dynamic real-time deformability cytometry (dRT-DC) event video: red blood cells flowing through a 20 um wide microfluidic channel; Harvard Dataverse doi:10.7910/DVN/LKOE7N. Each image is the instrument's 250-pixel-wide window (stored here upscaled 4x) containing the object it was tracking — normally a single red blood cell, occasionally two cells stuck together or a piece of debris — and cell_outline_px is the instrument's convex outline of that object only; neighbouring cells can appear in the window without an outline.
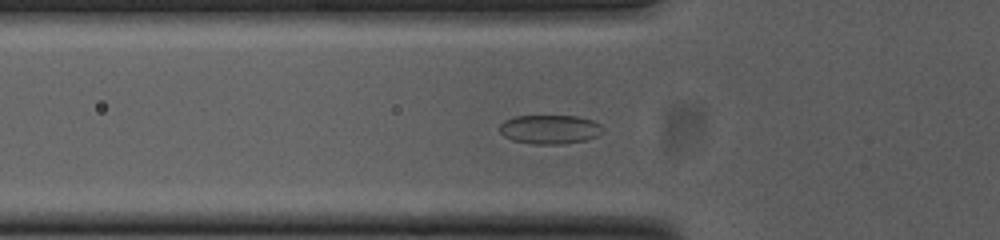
{"species": "common noctule bat (a hibernating species)", "species_latin": "Nyctalus noctula", "temperature_condition": "cold", "stored_images_in_passage": 46, "camera_frame_rate_fps": 3000, "um_per_image_px": 0.085, "animal": {"sex": "female", "body_mass_g": 23.0, "forearm_length_mm": 53.4}, "frame": {"image": 1, "passage_image": 10, "time_ms": 3.0, "image_size_px": [1000, 240], "cell_outline_px": [[604, 132], [588, 140], [560, 144], [532, 144], [512, 140], [504, 136], [500, 132], [500, 124], [504, 120], [516, 116], [576, 116], [592, 120], [600, 124], [604, 128]], "centroid_in_image_um": [46.75, 11.0], "position_along_channel_um": 79.0, "area_um2": 17.57}}
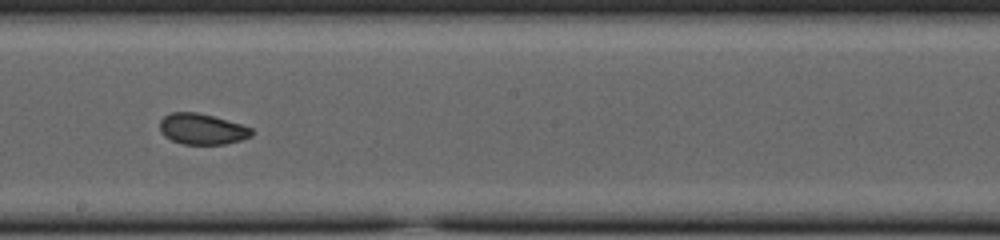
{"frame": {"image": 2, "passage_image": 22, "time_ms": 7.0, "image_size_px": [1000, 240], "cell_outline_px": [[252, 136], [240, 140], [224, 144], [184, 144], [172, 140], [164, 136], [160, 132], [160, 120], [164, 116], [172, 112], [196, 112], [212, 116], [240, 124], [252, 128]], "centroid_in_image_um": [17.15, 10.97], "position_along_channel_um": 231.1, "area_um2": 16.36}}
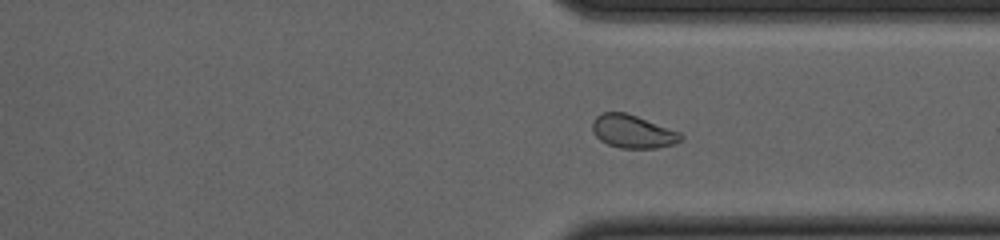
{"frame": {"image": 3, "passage_image": 32, "time_ms": 10.333, "image_size_px": [1000, 240], "cell_outline_px": [[684, 136], [680, 140], [672, 144], [656, 148], [620, 148], [608, 144], [600, 140], [592, 132], [592, 120], [596, 116], [604, 112], [624, 112], [636, 116], [680, 132]], "centroid_in_image_um": [53.75, 11.18], "position_along_channel_um": 357.7, "area_um2": 16.94}, "authors_computed_cell_mechanics": {"area_um2": 17.5712, "velocity_mm_per_s": 3.789, "shape_relaxation_time_tau1_ms": 10.6344, "shape_relaxation_time_tau2_ms": 1.7132, "deformation_change_tau1": 0.1417, "deformation_change_tau2": 0.0483}}